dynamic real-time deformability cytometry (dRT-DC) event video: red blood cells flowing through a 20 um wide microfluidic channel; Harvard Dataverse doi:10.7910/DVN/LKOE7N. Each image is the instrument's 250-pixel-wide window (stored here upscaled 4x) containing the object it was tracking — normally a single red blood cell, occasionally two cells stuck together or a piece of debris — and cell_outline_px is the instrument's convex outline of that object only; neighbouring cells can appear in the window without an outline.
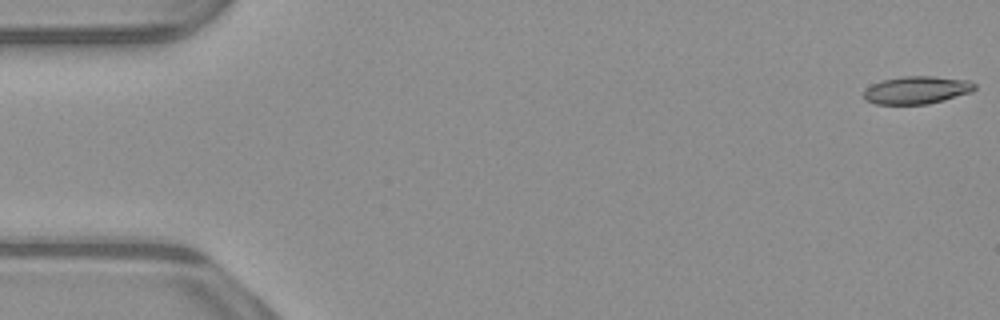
{"species": "common noctule bat (a hibernating species)", "species_latin": "Nyctalus noctula", "temperature_condition": "warm", "stored_images_in_passage": 53, "camera_frame_rate_fps": 3000, "um_per_image_px": 0.085, "animal": {"sex": "male", "body_mass_g": 23.1, "forearm_length_mm": 52.7}, "frame": {"image": 1, "passage_image": 1, "time_ms": 0.0, "image_size_px": [1000, 320], "cell_outline_px": [[976, 88], [972, 92], [944, 100], [928, 104], [876, 104], [864, 100], [864, 92], [872, 84], [884, 80], [904, 76], [932, 76], [968, 80], [976, 84]], "centroid_in_image_um": [77.95, 7.66], "position_along_channel_um": 7.0, "area_um2": 17.86}}
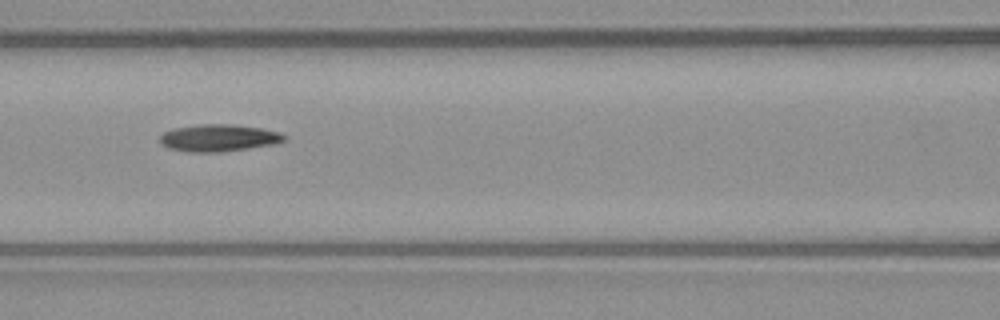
{"frame": {"image": 2, "passage_image": 23, "time_ms": 7.333, "image_size_px": [1000, 320], "cell_outline_px": [[288, 136], [284, 140], [272, 144], [248, 148], [220, 152], [188, 152], [168, 148], [160, 144], [160, 136], [164, 132], [176, 128], [200, 124], [232, 124], [264, 128], [280, 132]], "centroid_in_image_um": [18.59, 11.72], "position_along_channel_um": 148.0, "area_um2": 19.65}}
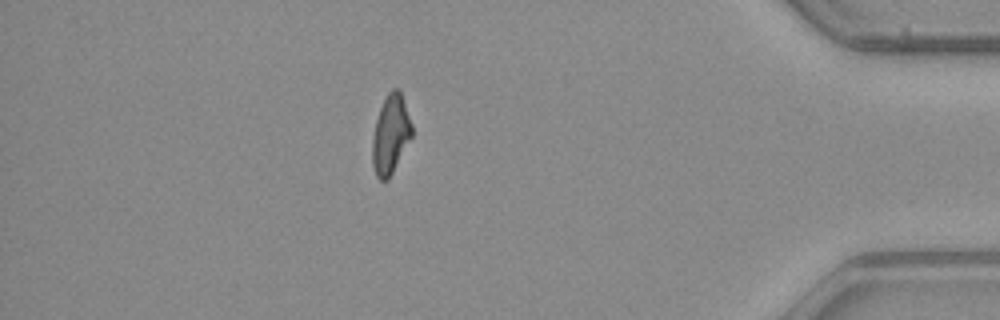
{"frame": {"image": 3, "passage_image": 46, "time_ms": 15.0, "image_size_px": [1000, 320], "cell_outline_px": [[412, 136], [388, 180], [380, 180], [376, 176], [372, 164], [372, 140], [376, 120], [380, 108], [388, 92], [392, 88], [400, 88], [412, 124]], "centroid_in_image_um": [33.2, 11.41], "position_along_channel_um": 402.0, "area_um2": 18.15}}